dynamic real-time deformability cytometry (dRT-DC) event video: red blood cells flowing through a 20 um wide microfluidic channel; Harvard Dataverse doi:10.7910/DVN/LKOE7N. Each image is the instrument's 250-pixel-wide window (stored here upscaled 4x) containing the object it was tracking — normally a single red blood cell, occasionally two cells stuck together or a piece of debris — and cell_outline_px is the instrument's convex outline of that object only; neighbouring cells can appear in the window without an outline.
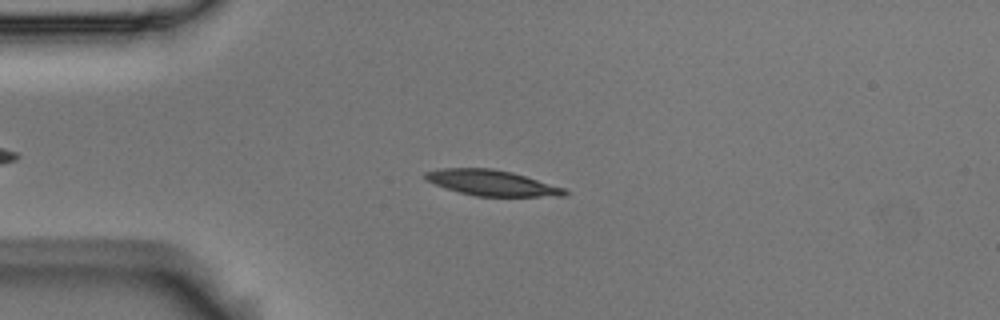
{"species": "Egyptian fruit bat (a non-hibernating species)", "species_latin": "Rousettus aegyptiacus", "temperature_condition": "room temperature", "stored_images_in_passage": 6, "camera_frame_rate_fps": 3000, "um_per_image_px": 0.085, "animal": {"sex": "male"}, "frame": {"image": 1, "passage_image": 3, "time_ms": 0.667, "image_size_px": [1000, 320], "cell_outline_px": [[568, 192], [564, 196], [476, 196], [460, 192], [424, 180], [424, 172], [440, 168], [492, 168], [512, 172], [564, 188]], "centroid_in_image_um": [41.77, 15.53], "position_along_channel_um": 43.2, "area_um2": 20.58}}
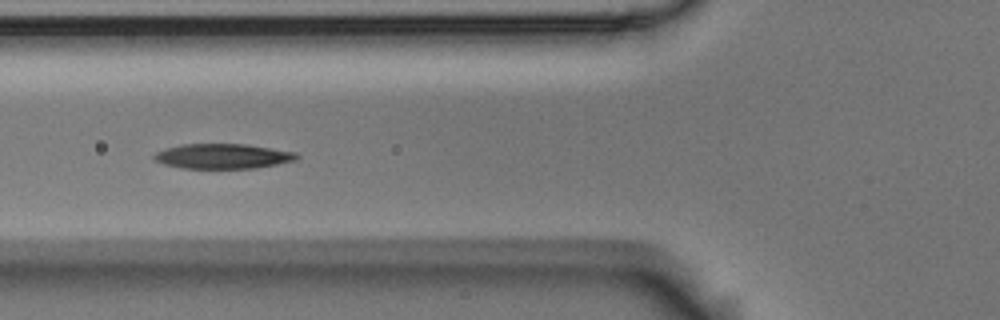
{"frame": {"image": 2, "passage_image": 5, "time_ms": 1.333, "image_size_px": [1000, 320], "cell_outline_px": [[300, 156], [296, 160], [256, 168], [184, 168], [164, 164], [156, 160], [152, 156], [156, 152], [164, 148], [180, 144], [244, 144], [296, 152]], "centroid_in_image_um": [18.92, 13.27], "position_along_channel_um": 106.9, "area_um2": 20.63}}
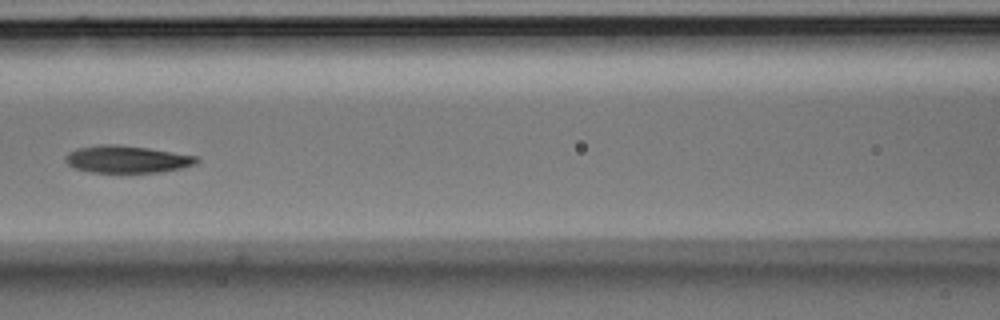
{"frame": {"image": 3, "passage_image": 6, "time_ms": 1.667, "image_size_px": [1000, 320], "cell_outline_px": [[200, 160], [196, 164], [180, 168], [160, 172], [92, 172], [76, 168], [68, 164], [64, 160], [64, 156], [68, 152], [76, 148], [100, 144], [116, 144], [148, 148], [196, 156]], "centroid_in_image_um": [10.76, 13.52], "position_along_channel_um": 155.8, "area_um2": 20.75}}